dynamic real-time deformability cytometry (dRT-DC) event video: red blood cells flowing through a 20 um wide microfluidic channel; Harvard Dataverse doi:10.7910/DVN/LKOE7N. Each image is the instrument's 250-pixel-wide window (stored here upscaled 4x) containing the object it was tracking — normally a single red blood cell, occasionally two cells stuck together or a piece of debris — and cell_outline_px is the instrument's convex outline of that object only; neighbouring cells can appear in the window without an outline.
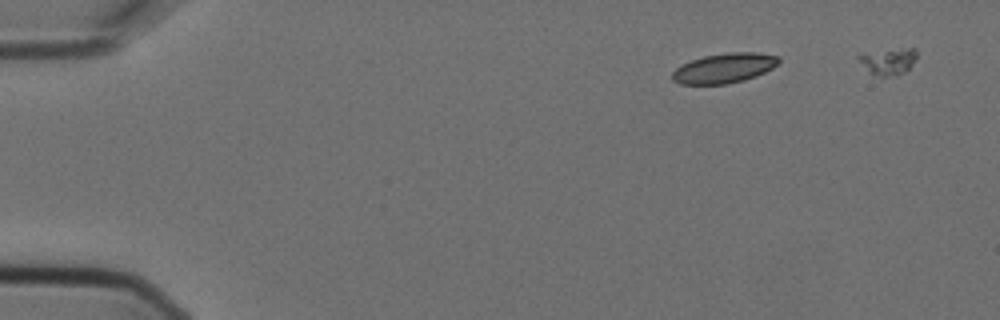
{"species": "Egyptian fruit bat (a non-hibernating species)", "species_latin": "Rousettus aegyptiacus", "temperature_condition": "cold", "stored_images_in_passage": 7, "segment_of_instrument_passage": [1, 2], "camera_frame_rate_fps": 3000, "um_per_image_px": 0.085, "animal": {"sex": "female"}, "frame": {"image": 1, "passage_image": 1, "time_ms": 0.0, "image_size_px": [1000, 320], "cell_outline_px": [[780, 60], [772, 68], [756, 76], [744, 80], [728, 84], [680, 84], [672, 80], [672, 72], [676, 68], [692, 60], [704, 56], [728, 52], [756, 52], [780, 56]], "centroid_in_image_um": [61.56, 5.79], "position_along_channel_um": 23.4, "area_um2": 18.44}}
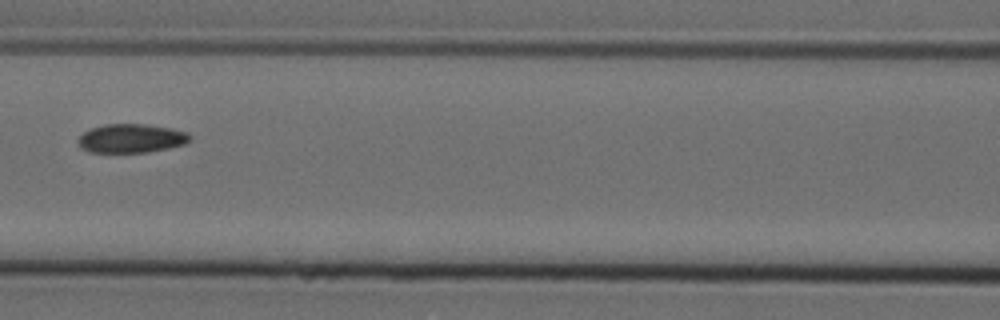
{"frame": {"image": 2, "passage_image": 6, "time_ms": 1.667, "image_size_px": [1000, 320], "cell_outline_px": [[192, 140], [184, 144], [168, 148], [148, 152], [88, 152], [80, 148], [76, 144], [76, 140], [84, 132], [92, 128], [104, 124], [144, 124], [172, 128], [188, 132], [192, 136]], "centroid_in_image_um": [11.15, 11.76], "position_along_channel_um": 155.4, "area_um2": 19.02}}